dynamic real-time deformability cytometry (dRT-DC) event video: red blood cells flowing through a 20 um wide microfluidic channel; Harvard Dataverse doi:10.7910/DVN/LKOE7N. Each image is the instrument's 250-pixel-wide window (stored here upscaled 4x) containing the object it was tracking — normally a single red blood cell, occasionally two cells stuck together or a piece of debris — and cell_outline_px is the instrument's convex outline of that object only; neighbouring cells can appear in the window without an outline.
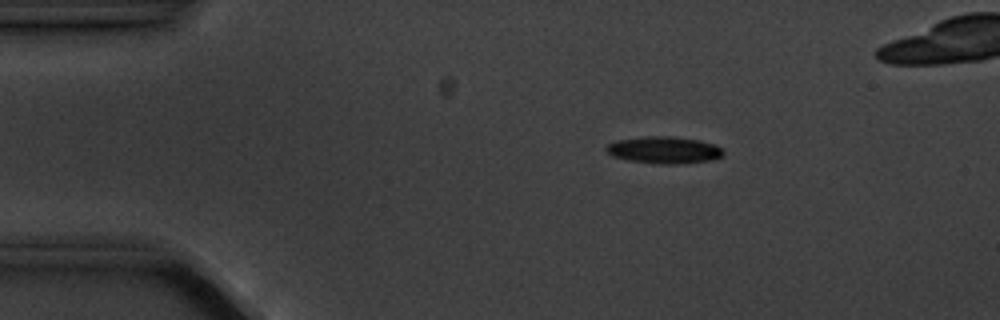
{"species": "common noctule bat (a hibernating species)", "species_latin": "Nyctalus noctula", "temperature_condition": "cold", "stored_images_in_passage": 5, "camera_frame_rate_fps": 3000, "um_per_image_px": 0.085, "animal": {"sex": "male", "body_mass_g": 20.1, "forearm_length_mm": 53.5}, "frame": {"image": 1, "passage_image": 3, "time_ms": 2.333, "image_size_px": [1000, 320], "cell_outline_px": [[724, 156], [712, 160], [680, 164], [660, 164], [628, 160], [612, 156], [604, 148], [608, 144], [616, 140], [648, 136], [672, 136], [700, 140], [716, 144], [724, 152]], "centroid_in_image_um": [56.47, 12.75], "position_along_channel_um": 28.5, "area_um2": 18.55}}